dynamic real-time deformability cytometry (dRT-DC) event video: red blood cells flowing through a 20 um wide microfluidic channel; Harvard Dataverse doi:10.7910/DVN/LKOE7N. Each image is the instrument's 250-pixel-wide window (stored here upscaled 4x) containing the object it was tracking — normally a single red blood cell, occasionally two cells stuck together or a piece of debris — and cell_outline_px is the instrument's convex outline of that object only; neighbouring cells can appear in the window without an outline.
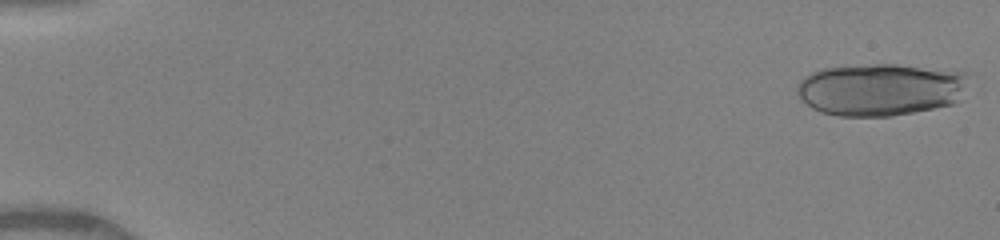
{"species": "human", "species_latin": "Homo sapiens", "temperature_condition": "warm", "stored_images_in_passage": 27, "camera_frame_rate_fps": 3000, "um_per_image_px": 0.085, "donor": {"sex": "female"}, "frame": {"image": 1, "passage_image": 1, "time_ms": 0.0, "image_size_px": [1000, 240], "cell_outline_px": [[968, 72], [956, 100], [952, 104], [892, 116], [836, 116], [820, 112], [812, 108], [796, 96], [796, 88], [800, 80], [804, 76], [812, 72], [824, 68], [876, 64], [896, 64], [956, 68]], "centroid_in_image_um": [74.8, 7.58], "position_along_channel_um": 10.2, "area_um2": 52.6}}
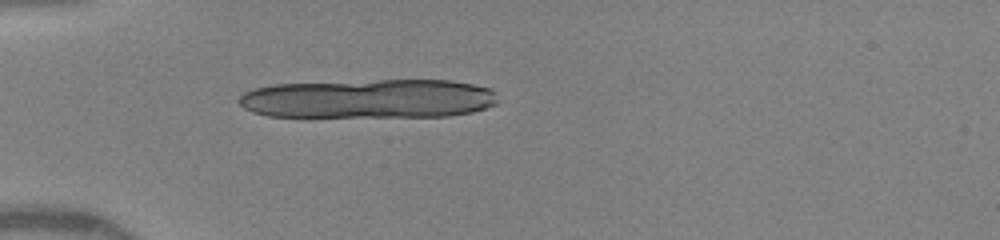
{"frame": {"image": 2, "passage_image": 15, "time_ms": 4.667, "image_size_px": [1000, 240], "cell_outline_px": [[496, 104], [472, 112], [448, 116], [268, 116], [252, 112], [244, 108], [236, 100], [244, 92], [252, 88], [276, 84], [380, 80], [452, 80], [492, 88], [496, 92]], "centroid_in_image_um": [31.34, 8.38], "position_along_channel_um": 53.7, "area_um2": 59.13}}